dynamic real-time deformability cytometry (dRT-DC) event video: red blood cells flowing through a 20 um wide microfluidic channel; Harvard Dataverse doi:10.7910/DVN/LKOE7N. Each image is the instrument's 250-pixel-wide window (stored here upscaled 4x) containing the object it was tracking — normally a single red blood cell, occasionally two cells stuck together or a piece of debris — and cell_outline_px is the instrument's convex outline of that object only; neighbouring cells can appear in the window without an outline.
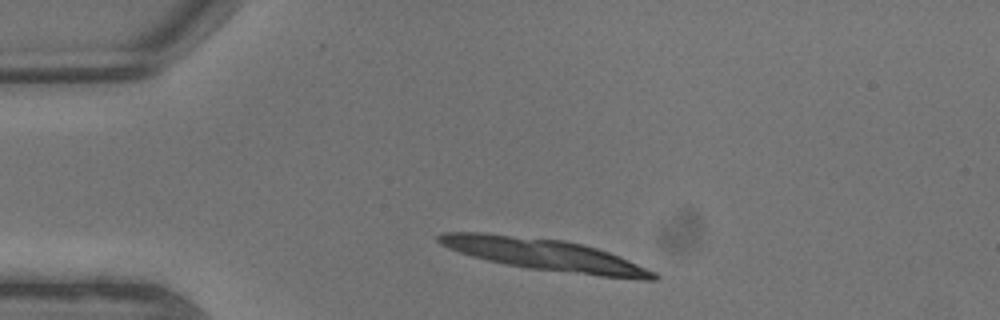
{"species": "common noctule bat (a hibernating species)", "species_latin": "Nyctalus noctula", "temperature_condition": "warm", "stored_images_in_passage": 4, "segment_of_instrument_passage": [1, 2], "camera_frame_rate_fps": 3000, "um_per_image_px": 0.085, "animal": {"sex": "male", "body_mass_g": 13.3}, "frame": {"image": 1, "passage_image": 1, "time_ms": 0.0, "image_size_px": [1000, 320], "cell_outline_px": [[656, 280], [644, 280], [600, 276], [528, 268], [488, 260], [472, 256], [448, 248], [440, 244], [436, 240], [436, 236], [444, 232], [484, 232], [564, 240], [584, 244], [608, 252], [628, 260], [656, 272]], "centroid_in_image_um": [46.26, 21.63], "position_along_channel_um": 38.7, "area_um2": 39.42}}